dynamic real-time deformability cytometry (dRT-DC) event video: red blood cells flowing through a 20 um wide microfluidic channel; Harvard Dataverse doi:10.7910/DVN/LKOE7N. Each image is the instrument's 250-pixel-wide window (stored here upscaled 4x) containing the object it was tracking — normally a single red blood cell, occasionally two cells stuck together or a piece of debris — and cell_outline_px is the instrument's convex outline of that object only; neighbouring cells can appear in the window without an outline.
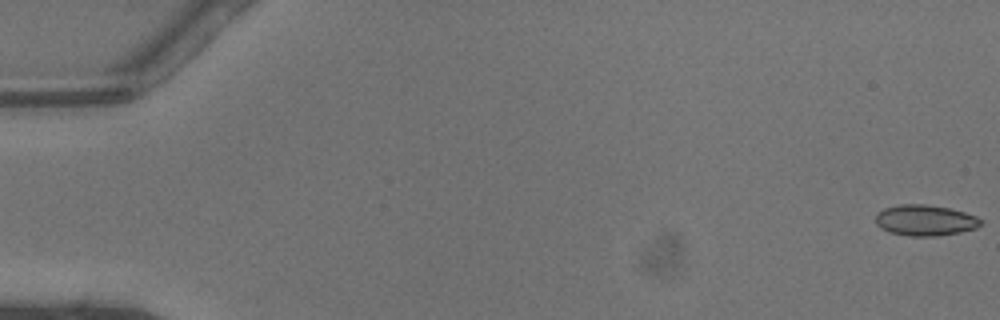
{"species": "common noctule bat (a hibernating species)", "species_latin": "Nyctalus noctula", "temperature_condition": "warm", "stored_images_in_passage": 47, "camera_frame_rate_fps": 3000, "um_per_image_px": 0.085, "animal": {"sex": "male", "body_mass_g": 13.3}, "frame": {"image": 1, "passage_image": 1, "time_ms": 0.0, "image_size_px": [1000, 320], "cell_outline_px": [[984, 224], [976, 228], [960, 232], [936, 236], [908, 236], [888, 232], [880, 228], [876, 224], [876, 212], [884, 208], [900, 204], [924, 204], [948, 208], [964, 212], [976, 216], [984, 220]], "centroid_in_image_um": [78.64, 18.73], "position_along_channel_um": 6.4, "area_um2": 19.13}}
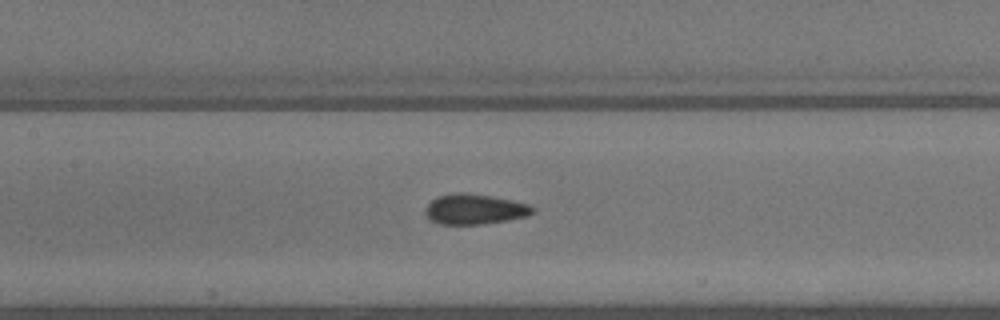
{"frame": {"image": 2, "passage_image": 23, "time_ms": 7.333, "image_size_px": [1000, 320], "cell_outline_px": [[536, 212], [528, 216], [508, 220], [484, 224], [440, 224], [428, 220], [424, 212], [424, 208], [436, 196], [456, 192], [464, 192], [512, 200], [528, 204], [536, 208]], "centroid_in_image_um": [40.33, 17.79], "position_along_channel_um": 167.1, "area_um2": 19.19}}
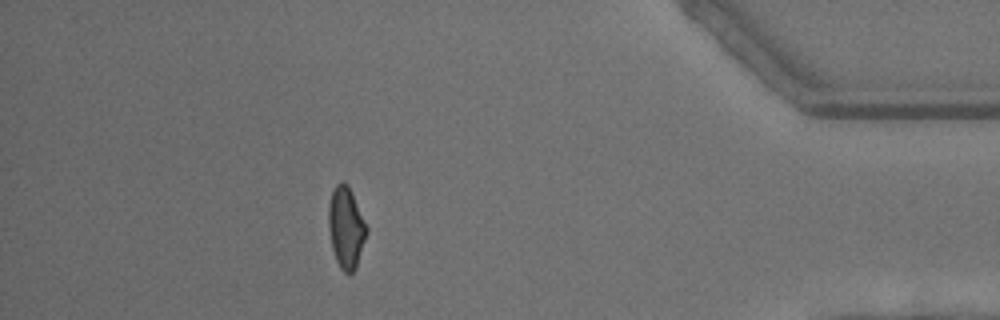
{"frame": {"image": 3, "passage_image": 42, "time_ms": 13.667, "image_size_px": [1000, 320], "cell_outline_px": [[368, 232], [356, 268], [352, 272], [344, 272], [340, 268], [336, 260], [332, 248], [328, 224], [328, 204], [332, 192], [336, 184], [340, 180], [348, 184], [352, 192], [368, 228]], "centroid_in_image_um": [29.42, 19.32], "position_along_channel_um": 405.8, "area_um2": 18.15}, "authors_computed_cell_mechanics": {"area_um2": 18.8428, "velocity_mm_per_s": 4.5165, "shape_relaxation_time_tau1_ms": null, "shape_relaxation_time_tau2_ms": 0.9314, "deformation_change_tau1": null, "deformation_change_tau2": 0.071}}